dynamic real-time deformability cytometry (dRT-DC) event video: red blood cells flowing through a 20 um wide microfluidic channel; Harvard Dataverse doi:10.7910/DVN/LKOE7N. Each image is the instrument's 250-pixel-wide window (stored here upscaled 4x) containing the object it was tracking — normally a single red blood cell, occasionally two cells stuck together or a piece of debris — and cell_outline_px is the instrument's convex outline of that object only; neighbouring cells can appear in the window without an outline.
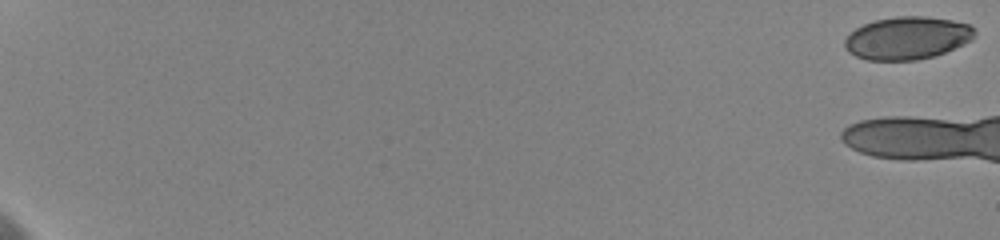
{"species": "human", "species_latin": "Homo sapiens", "temperature_condition": "cold", "stored_images_in_passage": 6, "camera_frame_rate_fps": 3000, "um_per_image_px": 0.085, "donor": {"sex": "female"}, "frame": {"image": 1, "passage_image": 1, "time_ms": 0.0, "image_size_px": [1000, 240], "cell_outline_px": [[976, 36], [972, 40], [964, 44], [944, 52], [932, 56], [916, 60], [868, 60], [856, 56], [848, 52], [844, 48], [844, 40], [856, 28], [864, 24], [876, 20], [896, 16], [924, 16], [952, 20], [968, 24], [976, 32]], "centroid_in_image_um": [77.11, 3.23], "position_along_channel_um": 7.9, "area_um2": 32.25}}